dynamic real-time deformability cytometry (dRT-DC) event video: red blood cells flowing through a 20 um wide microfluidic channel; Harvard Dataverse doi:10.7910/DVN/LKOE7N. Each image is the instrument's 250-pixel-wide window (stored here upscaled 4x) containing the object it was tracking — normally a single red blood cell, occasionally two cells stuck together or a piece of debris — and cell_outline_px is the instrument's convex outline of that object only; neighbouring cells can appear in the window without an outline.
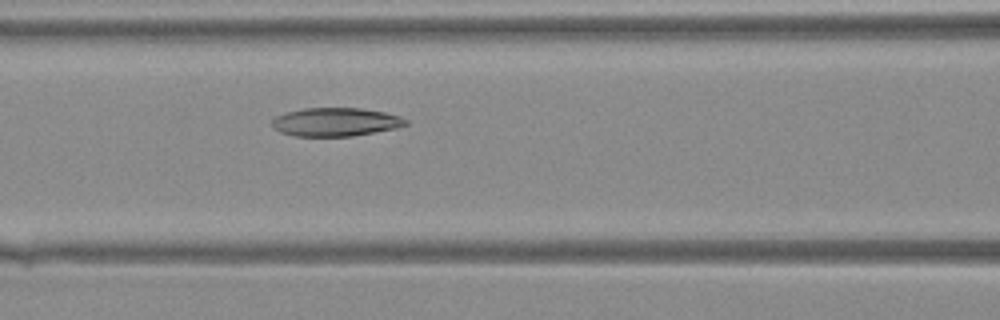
{"species": "Egyptian fruit bat (a non-hibernating species)", "species_latin": "Rousettus aegyptiacus", "temperature_condition": "warm", "stored_images_in_passage": 38, "camera_frame_rate_fps": 3000, "um_per_image_px": 0.085, "animal": {"sex": "female"}, "frame": {"image": 1, "passage_image": 15, "time_ms": 4.667, "image_size_px": [1000, 320], "cell_outline_px": [[408, 124], [396, 128], [352, 136], [292, 136], [280, 132], [272, 124], [272, 120], [276, 116], [288, 112], [304, 108], [360, 108], [384, 112], [400, 116], [408, 120]], "centroid_in_image_um": [28.54, 10.37], "position_along_channel_um": 138.1, "area_um2": 22.08}}
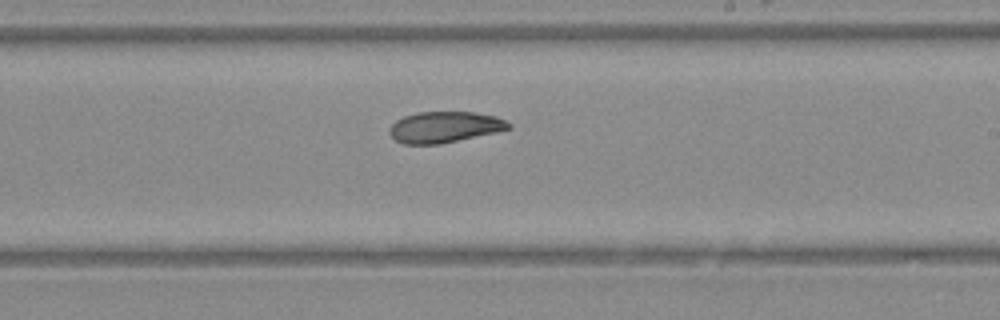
{"frame": {"image": 2, "passage_image": 22, "time_ms": 7.0, "image_size_px": [1000, 320], "cell_outline_px": [[512, 128], [496, 132], [440, 144], [404, 144], [396, 140], [388, 132], [388, 128], [396, 120], [404, 116], [416, 112], [472, 112], [496, 116], [512, 124]], "centroid_in_image_um": [37.78, 10.8], "position_along_channel_um": 251.2, "area_um2": 21.56}}
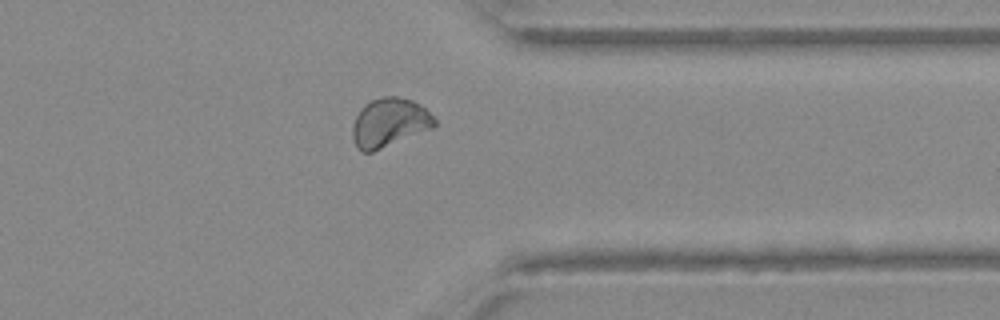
{"frame": {"image": 3, "passage_image": 30, "time_ms": 9.667, "image_size_px": [1000, 320], "cell_outline_px": [[436, 124], [432, 128], [372, 152], [360, 152], [356, 148], [352, 140], [352, 128], [356, 116], [360, 108], [364, 104], [380, 96], [396, 96], [412, 100], [420, 104], [436, 120]], "centroid_in_image_um": [33.05, 10.42], "position_along_channel_um": 378.3, "area_um2": 23.35}}